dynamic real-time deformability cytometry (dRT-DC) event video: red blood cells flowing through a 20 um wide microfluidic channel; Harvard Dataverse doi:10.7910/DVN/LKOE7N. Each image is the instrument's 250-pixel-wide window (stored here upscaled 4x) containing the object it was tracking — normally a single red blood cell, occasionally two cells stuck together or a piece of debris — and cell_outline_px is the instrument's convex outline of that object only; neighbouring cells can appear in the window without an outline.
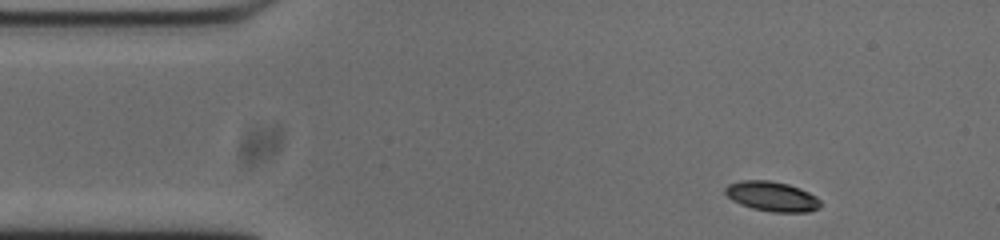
{"species": "common noctule bat (a hibernating species)", "species_latin": "Nyctalus noctula", "temperature_condition": "cold", "stored_images_in_passage": 45, "camera_frame_rate_fps": 3000, "um_per_image_px": 0.085, "animal": {"sex": "male", "body_mass_g": 20.0, "forearm_length_mm": 53.3}, "frame": {"image": 1, "passage_image": 1, "time_ms": 0.0, "image_size_px": [1000, 240], "cell_outline_px": [[816, 204], [812, 208], [760, 208], [748, 204], [732, 196], [728, 192], [728, 188], [736, 184], [784, 184], [796, 188], [812, 196]], "centroid_in_image_um": [65.62, 16.66], "position_along_channel_um": 19.4, "area_um2": 12.02}}
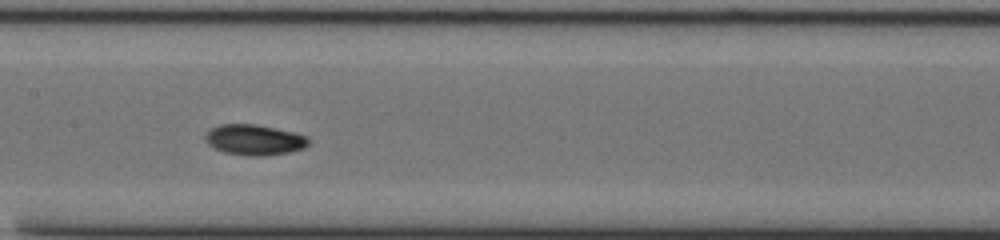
{"frame": {"image": 2, "passage_image": 20, "time_ms": 6.333, "image_size_px": [1000, 240], "cell_outline_px": [[304, 144], [292, 148], [272, 152], [240, 152], [224, 148], [216, 144], [212, 136], [212, 132], [220, 128], [264, 128], [300, 136], [304, 140]], "centroid_in_image_um": [21.71, 11.88], "position_along_channel_um": 185.7, "area_um2": 12.77}}
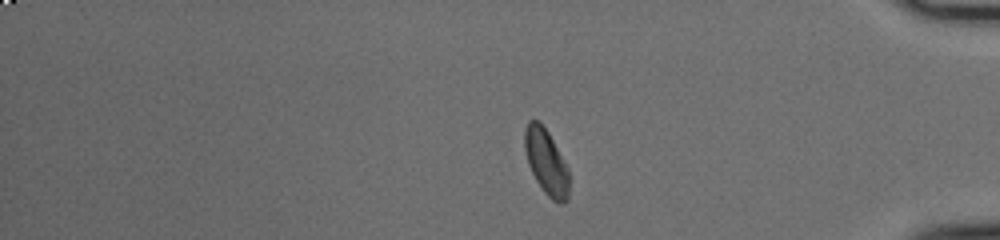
{"frame": {"image": 3, "passage_image": 39, "time_ms": 12.667, "image_size_px": [1000, 240], "cell_outline_px": [[560, 200], [556, 200], [544, 188], [536, 176], [532, 168], [528, 156], [528, 128], [532, 120], [540, 124], [544, 128], [552, 144], [560, 168]], "centroid_in_image_um": [46.23, 13.56], "position_along_channel_um": 389.0, "area_um2": 11.62}, "authors_computed_cell_mechanics": {"area_um2": 13.2362, "velocity_mm_per_s": 3.703, "shape_relaxation_time_tau1_ms": 3.332, "shape_relaxation_time_tau2_ms": 9.4855, "deformation_change_tau1": 0.1395, "deformation_change_tau2": 0.1428}}